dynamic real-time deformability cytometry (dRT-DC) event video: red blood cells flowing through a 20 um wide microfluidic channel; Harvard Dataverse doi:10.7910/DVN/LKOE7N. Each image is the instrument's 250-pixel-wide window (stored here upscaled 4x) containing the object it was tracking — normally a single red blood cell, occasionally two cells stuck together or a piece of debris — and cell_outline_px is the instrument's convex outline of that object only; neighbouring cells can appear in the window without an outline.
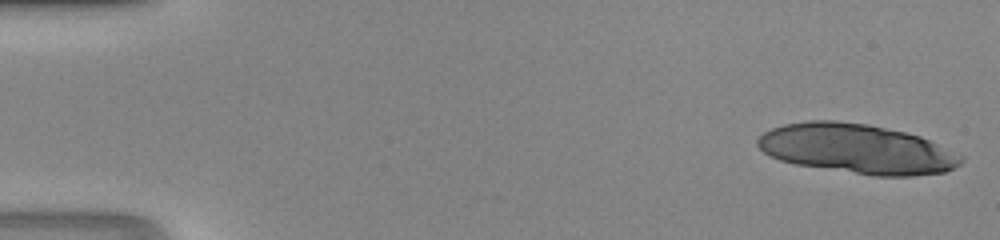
{"species": "human", "species_latin": "Homo sapiens", "temperature_condition": "room temperature", "stored_images_in_passage": 15, "camera_frame_rate_fps": 3000, "um_per_image_px": 0.085, "donor": {"sex": "male"}, "frame": {"image": 1, "passage_image": 1, "time_ms": 0.0, "image_size_px": [1000, 240], "cell_outline_px": [[964, 160], [960, 164], [944, 172], [912, 176], [872, 176], [796, 164], [780, 160], [764, 152], [756, 144], [756, 140], [764, 132], [772, 128], [784, 124], [808, 120], [836, 120], [868, 124], [904, 132], [920, 136], [964, 156]], "centroid_in_image_um": [72.84, 12.65], "position_along_channel_um": 12.2, "area_um2": 58.72}}
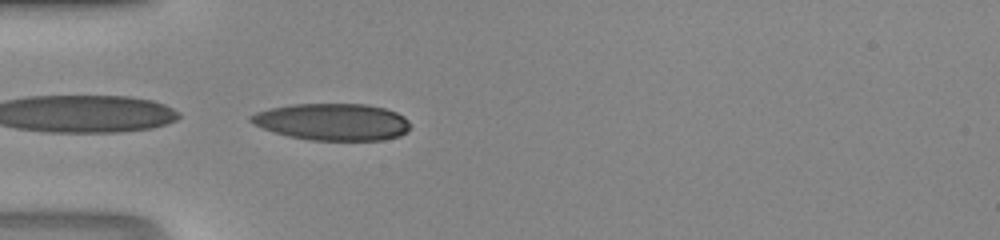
{"frame": {"image": 2, "passage_image": 15, "time_ms": 4.667, "image_size_px": [1000, 240], "cell_outline_px": [[408, 128], [400, 136], [384, 140], [312, 140], [288, 136], [264, 128], [248, 120], [248, 116], [256, 112], [268, 108], [292, 104], [364, 104], [384, 108], [396, 112], [404, 116], [408, 120]], "centroid_in_image_um": [28.24, 10.35], "position_along_channel_um": 56.8, "area_um2": 34.1}}